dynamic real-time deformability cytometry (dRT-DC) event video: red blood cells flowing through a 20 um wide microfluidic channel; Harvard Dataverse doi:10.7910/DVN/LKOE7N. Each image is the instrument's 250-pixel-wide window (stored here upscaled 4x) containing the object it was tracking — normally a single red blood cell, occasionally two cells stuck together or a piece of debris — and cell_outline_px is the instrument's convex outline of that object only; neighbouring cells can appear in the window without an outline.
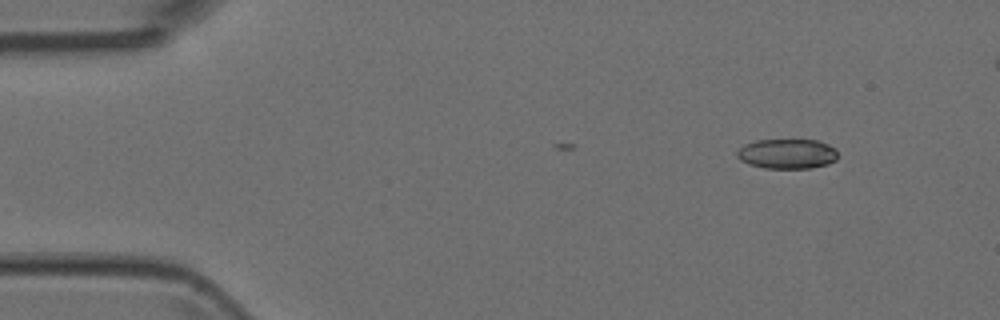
{"species": "Egyptian fruit bat (a non-hibernating species)", "species_latin": "Rousettus aegyptiacus", "temperature_condition": "room temperature", "stored_images_in_passage": 10, "camera_frame_rate_fps": 3000, "um_per_image_px": 0.085, "animal": {"sex": "female"}, "frame": {"image": 1, "passage_image": 2, "time_ms": 0.333, "image_size_px": [1000, 320], "cell_outline_px": [[836, 160], [828, 164], [812, 168], [764, 168], [748, 164], [740, 160], [736, 156], [736, 152], [744, 144], [756, 140], [816, 140], [828, 144], [836, 148]], "centroid_in_image_um": [66.89, 13.07], "position_along_channel_um": 18.1, "area_um2": 17.63}}
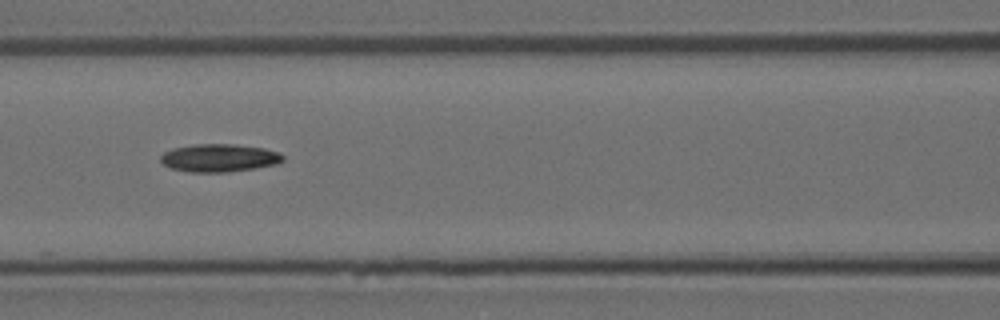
{"frame": {"image": 2, "passage_image": 7, "time_ms": 2.0, "image_size_px": [1000, 320], "cell_outline_px": [[284, 160], [276, 164], [256, 168], [228, 172], [188, 172], [172, 168], [164, 164], [160, 160], [160, 156], [164, 152], [172, 148], [192, 144], [236, 144], [264, 148], [280, 152], [284, 156]], "centroid_in_image_um": [18.64, 13.41], "position_along_channel_um": 148.0, "area_um2": 20.06}}
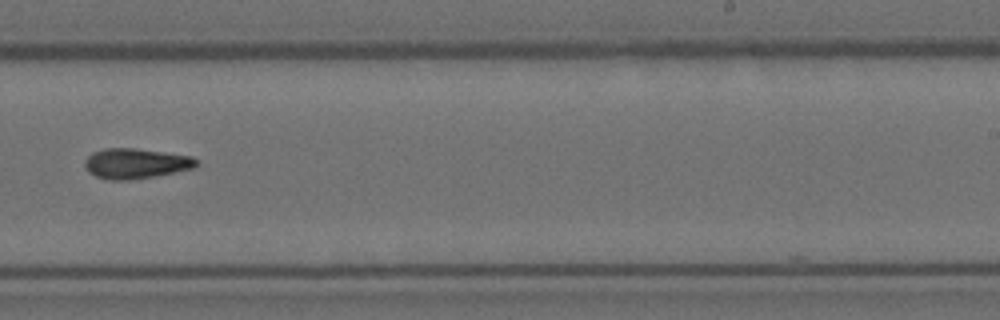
{"frame": {"image": 3, "passage_image": 10, "time_ms": 3.0, "image_size_px": [1000, 320], "cell_outline_px": [[196, 168], [152, 176], [128, 180], [112, 180], [96, 176], [88, 172], [84, 164], [84, 160], [92, 152], [104, 148], [136, 148], [192, 156], [196, 160]], "centroid_in_image_um": [11.51, 13.88], "position_along_channel_um": 277.5, "area_um2": 19.54}}